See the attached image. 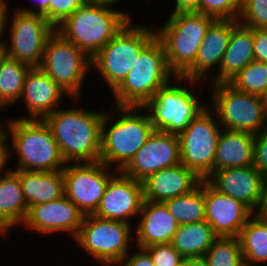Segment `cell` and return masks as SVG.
<instances>
[{
  "label": "cell",
  "mask_w": 267,
  "mask_h": 266,
  "mask_svg": "<svg viewBox=\"0 0 267 266\" xmlns=\"http://www.w3.org/2000/svg\"><path fill=\"white\" fill-rule=\"evenodd\" d=\"M73 107V108H72ZM58 108L43 120L66 163L100 161L104 110Z\"/></svg>",
  "instance_id": "1"
},
{
  "label": "cell",
  "mask_w": 267,
  "mask_h": 266,
  "mask_svg": "<svg viewBox=\"0 0 267 266\" xmlns=\"http://www.w3.org/2000/svg\"><path fill=\"white\" fill-rule=\"evenodd\" d=\"M116 109L113 111L115 114H112L121 115L118 118L115 116V121L111 120V111L104 112L100 161L121 171L155 130L147 110L143 107L116 106Z\"/></svg>",
  "instance_id": "2"
},
{
  "label": "cell",
  "mask_w": 267,
  "mask_h": 266,
  "mask_svg": "<svg viewBox=\"0 0 267 266\" xmlns=\"http://www.w3.org/2000/svg\"><path fill=\"white\" fill-rule=\"evenodd\" d=\"M131 16L110 4L86 2L55 30L92 59L125 27Z\"/></svg>",
  "instance_id": "3"
},
{
  "label": "cell",
  "mask_w": 267,
  "mask_h": 266,
  "mask_svg": "<svg viewBox=\"0 0 267 266\" xmlns=\"http://www.w3.org/2000/svg\"><path fill=\"white\" fill-rule=\"evenodd\" d=\"M7 144L9 157L17 155L19 171L53 172L63 170L66 161L44 120L9 118ZM12 151H11V150ZM12 153V154H11Z\"/></svg>",
  "instance_id": "4"
},
{
  "label": "cell",
  "mask_w": 267,
  "mask_h": 266,
  "mask_svg": "<svg viewBox=\"0 0 267 266\" xmlns=\"http://www.w3.org/2000/svg\"><path fill=\"white\" fill-rule=\"evenodd\" d=\"M175 77L169 69L164 47L155 37L141 51L128 75L112 91L116 102L110 104V108L114 105L143 107Z\"/></svg>",
  "instance_id": "5"
},
{
  "label": "cell",
  "mask_w": 267,
  "mask_h": 266,
  "mask_svg": "<svg viewBox=\"0 0 267 266\" xmlns=\"http://www.w3.org/2000/svg\"><path fill=\"white\" fill-rule=\"evenodd\" d=\"M215 19L197 11L171 14L156 31L164 47L169 69L182 76L195 62L205 33Z\"/></svg>",
  "instance_id": "6"
},
{
  "label": "cell",
  "mask_w": 267,
  "mask_h": 266,
  "mask_svg": "<svg viewBox=\"0 0 267 266\" xmlns=\"http://www.w3.org/2000/svg\"><path fill=\"white\" fill-rule=\"evenodd\" d=\"M173 82L179 84V86L174 85ZM199 82L201 81L176 76L172 81L161 87L143 106L149 112L155 131L179 135L208 106L203 102L200 103L199 96H195L192 88L190 90L186 86L187 84L197 86Z\"/></svg>",
  "instance_id": "7"
},
{
  "label": "cell",
  "mask_w": 267,
  "mask_h": 266,
  "mask_svg": "<svg viewBox=\"0 0 267 266\" xmlns=\"http://www.w3.org/2000/svg\"><path fill=\"white\" fill-rule=\"evenodd\" d=\"M131 19L92 59L111 92L124 80L141 51L156 37V29L135 25Z\"/></svg>",
  "instance_id": "8"
},
{
  "label": "cell",
  "mask_w": 267,
  "mask_h": 266,
  "mask_svg": "<svg viewBox=\"0 0 267 266\" xmlns=\"http://www.w3.org/2000/svg\"><path fill=\"white\" fill-rule=\"evenodd\" d=\"M215 112L222 129L259 134L267 130V111L264 97L238 91L229 83L209 86Z\"/></svg>",
  "instance_id": "9"
},
{
  "label": "cell",
  "mask_w": 267,
  "mask_h": 266,
  "mask_svg": "<svg viewBox=\"0 0 267 266\" xmlns=\"http://www.w3.org/2000/svg\"><path fill=\"white\" fill-rule=\"evenodd\" d=\"M40 68L76 103L83 94V83L92 71V63L86 53L55 30L46 41Z\"/></svg>",
  "instance_id": "10"
},
{
  "label": "cell",
  "mask_w": 267,
  "mask_h": 266,
  "mask_svg": "<svg viewBox=\"0 0 267 266\" xmlns=\"http://www.w3.org/2000/svg\"><path fill=\"white\" fill-rule=\"evenodd\" d=\"M132 228L131 224L122 221L87 215L74 241L96 262L107 261L118 265L132 250Z\"/></svg>",
  "instance_id": "11"
},
{
  "label": "cell",
  "mask_w": 267,
  "mask_h": 266,
  "mask_svg": "<svg viewBox=\"0 0 267 266\" xmlns=\"http://www.w3.org/2000/svg\"><path fill=\"white\" fill-rule=\"evenodd\" d=\"M221 130L215 112L207 106L178 135L181 164L202 180L214 171V157Z\"/></svg>",
  "instance_id": "12"
},
{
  "label": "cell",
  "mask_w": 267,
  "mask_h": 266,
  "mask_svg": "<svg viewBox=\"0 0 267 266\" xmlns=\"http://www.w3.org/2000/svg\"><path fill=\"white\" fill-rule=\"evenodd\" d=\"M9 37L4 42L7 57L31 68H40L48 37L55 27L41 14L10 10Z\"/></svg>",
  "instance_id": "13"
},
{
  "label": "cell",
  "mask_w": 267,
  "mask_h": 266,
  "mask_svg": "<svg viewBox=\"0 0 267 266\" xmlns=\"http://www.w3.org/2000/svg\"><path fill=\"white\" fill-rule=\"evenodd\" d=\"M62 171L65 196L85 216L95 213L109 180L118 172L101 161L67 163Z\"/></svg>",
  "instance_id": "14"
},
{
  "label": "cell",
  "mask_w": 267,
  "mask_h": 266,
  "mask_svg": "<svg viewBox=\"0 0 267 266\" xmlns=\"http://www.w3.org/2000/svg\"><path fill=\"white\" fill-rule=\"evenodd\" d=\"M180 163L178 135L154 131L121 172L142 182L154 172Z\"/></svg>",
  "instance_id": "15"
},
{
  "label": "cell",
  "mask_w": 267,
  "mask_h": 266,
  "mask_svg": "<svg viewBox=\"0 0 267 266\" xmlns=\"http://www.w3.org/2000/svg\"><path fill=\"white\" fill-rule=\"evenodd\" d=\"M143 202L142 182L118 171L109 180L100 204L93 215L102 219L132 224L130 220L139 215Z\"/></svg>",
  "instance_id": "16"
},
{
  "label": "cell",
  "mask_w": 267,
  "mask_h": 266,
  "mask_svg": "<svg viewBox=\"0 0 267 266\" xmlns=\"http://www.w3.org/2000/svg\"><path fill=\"white\" fill-rule=\"evenodd\" d=\"M84 217L80 209L64 195L60 199L31 206L22 226L43 236L68 232L74 239Z\"/></svg>",
  "instance_id": "17"
},
{
  "label": "cell",
  "mask_w": 267,
  "mask_h": 266,
  "mask_svg": "<svg viewBox=\"0 0 267 266\" xmlns=\"http://www.w3.org/2000/svg\"><path fill=\"white\" fill-rule=\"evenodd\" d=\"M205 220L218 237H238L254 214L233 197L221 194L204 180Z\"/></svg>",
  "instance_id": "18"
},
{
  "label": "cell",
  "mask_w": 267,
  "mask_h": 266,
  "mask_svg": "<svg viewBox=\"0 0 267 266\" xmlns=\"http://www.w3.org/2000/svg\"><path fill=\"white\" fill-rule=\"evenodd\" d=\"M262 179V174L250 165L213 171L205 180L221 194L233 197L257 213L262 198Z\"/></svg>",
  "instance_id": "19"
},
{
  "label": "cell",
  "mask_w": 267,
  "mask_h": 266,
  "mask_svg": "<svg viewBox=\"0 0 267 266\" xmlns=\"http://www.w3.org/2000/svg\"><path fill=\"white\" fill-rule=\"evenodd\" d=\"M237 23L238 20L233 19H215L205 33L194 64L182 77L198 81L206 78L210 80L213 70L219 71L231 32Z\"/></svg>",
  "instance_id": "20"
},
{
  "label": "cell",
  "mask_w": 267,
  "mask_h": 266,
  "mask_svg": "<svg viewBox=\"0 0 267 266\" xmlns=\"http://www.w3.org/2000/svg\"><path fill=\"white\" fill-rule=\"evenodd\" d=\"M69 96L41 68H31L25 78L20 101L24 102L28 117L20 119L43 120L59 108L61 100ZM22 98V99H21Z\"/></svg>",
  "instance_id": "21"
},
{
  "label": "cell",
  "mask_w": 267,
  "mask_h": 266,
  "mask_svg": "<svg viewBox=\"0 0 267 266\" xmlns=\"http://www.w3.org/2000/svg\"><path fill=\"white\" fill-rule=\"evenodd\" d=\"M201 181L202 179L194 171L186 168L181 163L164 168L154 172L142 181L144 200L165 202L189 193Z\"/></svg>",
  "instance_id": "22"
},
{
  "label": "cell",
  "mask_w": 267,
  "mask_h": 266,
  "mask_svg": "<svg viewBox=\"0 0 267 266\" xmlns=\"http://www.w3.org/2000/svg\"><path fill=\"white\" fill-rule=\"evenodd\" d=\"M139 217L134 230L137 248L171 243L179 223L163 202L144 200Z\"/></svg>",
  "instance_id": "23"
},
{
  "label": "cell",
  "mask_w": 267,
  "mask_h": 266,
  "mask_svg": "<svg viewBox=\"0 0 267 266\" xmlns=\"http://www.w3.org/2000/svg\"><path fill=\"white\" fill-rule=\"evenodd\" d=\"M253 45V28L238 22L231 32L219 71L210 77L209 85L229 83L242 69L253 62L255 60Z\"/></svg>",
  "instance_id": "24"
},
{
  "label": "cell",
  "mask_w": 267,
  "mask_h": 266,
  "mask_svg": "<svg viewBox=\"0 0 267 266\" xmlns=\"http://www.w3.org/2000/svg\"><path fill=\"white\" fill-rule=\"evenodd\" d=\"M29 208L19 179V170H9L0 178V235H9L10 229L22 226Z\"/></svg>",
  "instance_id": "25"
},
{
  "label": "cell",
  "mask_w": 267,
  "mask_h": 266,
  "mask_svg": "<svg viewBox=\"0 0 267 266\" xmlns=\"http://www.w3.org/2000/svg\"><path fill=\"white\" fill-rule=\"evenodd\" d=\"M255 135L222 129L214 157V171L253 165Z\"/></svg>",
  "instance_id": "26"
},
{
  "label": "cell",
  "mask_w": 267,
  "mask_h": 266,
  "mask_svg": "<svg viewBox=\"0 0 267 266\" xmlns=\"http://www.w3.org/2000/svg\"><path fill=\"white\" fill-rule=\"evenodd\" d=\"M28 208L60 199L65 195L63 171H19Z\"/></svg>",
  "instance_id": "27"
},
{
  "label": "cell",
  "mask_w": 267,
  "mask_h": 266,
  "mask_svg": "<svg viewBox=\"0 0 267 266\" xmlns=\"http://www.w3.org/2000/svg\"><path fill=\"white\" fill-rule=\"evenodd\" d=\"M237 238L245 266L267 263V219L264 215L254 213Z\"/></svg>",
  "instance_id": "28"
},
{
  "label": "cell",
  "mask_w": 267,
  "mask_h": 266,
  "mask_svg": "<svg viewBox=\"0 0 267 266\" xmlns=\"http://www.w3.org/2000/svg\"><path fill=\"white\" fill-rule=\"evenodd\" d=\"M217 238L218 236L205 220L179 225L171 244L186 259L204 256Z\"/></svg>",
  "instance_id": "29"
},
{
  "label": "cell",
  "mask_w": 267,
  "mask_h": 266,
  "mask_svg": "<svg viewBox=\"0 0 267 266\" xmlns=\"http://www.w3.org/2000/svg\"><path fill=\"white\" fill-rule=\"evenodd\" d=\"M30 69L31 67L4 56L0 62V104L7 108L20 100Z\"/></svg>",
  "instance_id": "30"
},
{
  "label": "cell",
  "mask_w": 267,
  "mask_h": 266,
  "mask_svg": "<svg viewBox=\"0 0 267 266\" xmlns=\"http://www.w3.org/2000/svg\"><path fill=\"white\" fill-rule=\"evenodd\" d=\"M163 203L179 225L205 221L204 180L189 193Z\"/></svg>",
  "instance_id": "31"
},
{
  "label": "cell",
  "mask_w": 267,
  "mask_h": 266,
  "mask_svg": "<svg viewBox=\"0 0 267 266\" xmlns=\"http://www.w3.org/2000/svg\"><path fill=\"white\" fill-rule=\"evenodd\" d=\"M229 84L238 91L264 97L267 93V63L250 62Z\"/></svg>",
  "instance_id": "32"
},
{
  "label": "cell",
  "mask_w": 267,
  "mask_h": 266,
  "mask_svg": "<svg viewBox=\"0 0 267 266\" xmlns=\"http://www.w3.org/2000/svg\"><path fill=\"white\" fill-rule=\"evenodd\" d=\"M204 257L210 266H245L237 237H218Z\"/></svg>",
  "instance_id": "33"
},
{
  "label": "cell",
  "mask_w": 267,
  "mask_h": 266,
  "mask_svg": "<svg viewBox=\"0 0 267 266\" xmlns=\"http://www.w3.org/2000/svg\"><path fill=\"white\" fill-rule=\"evenodd\" d=\"M242 0H199L198 12L214 19L238 20Z\"/></svg>",
  "instance_id": "34"
},
{
  "label": "cell",
  "mask_w": 267,
  "mask_h": 266,
  "mask_svg": "<svg viewBox=\"0 0 267 266\" xmlns=\"http://www.w3.org/2000/svg\"><path fill=\"white\" fill-rule=\"evenodd\" d=\"M238 22L250 28H267V0H242Z\"/></svg>",
  "instance_id": "35"
},
{
  "label": "cell",
  "mask_w": 267,
  "mask_h": 266,
  "mask_svg": "<svg viewBox=\"0 0 267 266\" xmlns=\"http://www.w3.org/2000/svg\"><path fill=\"white\" fill-rule=\"evenodd\" d=\"M143 249L150 255L154 266H179L185 260L171 243L150 245Z\"/></svg>",
  "instance_id": "36"
},
{
  "label": "cell",
  "mask_w": 267,
  "mask_h": 266,
  "mask_svg": "<svg viewBox=\"0 0 267 266\" xmlns=\"http://www.w3.org/2000/svg\"><path fill=\"white\" fill-rule=\"evenodd\" d=\"M86 2V0H49V22L56 28Z\"/></svg>",
  "instance_id": "37"
},
{
  "label": "cell",
  "mask_w": 267,
  "mask_h": 266,
  "mask_svg": "<svg viewBox=\"0 0 267 266\" xmlns=\"http://www.w3.org/2000/svg\"><path fill=\"white\" fill-rule=\"evenodd\" d=\"M253 165L263 177L267 176V130L255 135Z\"/></svg>",
  "instance_id": "38"
},
{
  "label": "cell",
  "mask_w": 267,
  "mask_h": 266,
  "mask_svg": "<svg viewBox=\"0 0 267 266\" xmlns=\"http://www.w3.org/2000/svg\"><path fill=\"white\" fill-rule=\"evenodd\" d=\"M253 35L254 59L267 63V28H253Z\"/></svg>",
  "instance_id": "39"
},
{
  "label": "cell",
  "mask_w": 267,
  "mask_h": 266,
  "mask_svg": "<svg viewBox=\"0 0 267 266\" xmlns=\"http://www.w3.org/2000/svg\"><path fill=\"white\" fill-rule=\"evenodd\" d=\"M133 253L129 252L117 266H154L150 255L141 248Z\"/></svg>",
  "instance_id": "40"
},
{
  "label": "cell",
  "mask_w": 267,
  "mask_h": 266,
  "mask_svg": "<svg viewBox=\"0 0 267 266\" xmlns=\"http://www.w3.org/2000/svg\"><path fill=\"white\" fill-rule=\"evenodd\" d=\"M8 6L12 7L8 5L6 0H0V34L4 37L7 31L6 27H8V23H10L8 22V20H10L9 16L12 15V13L9 14L11 9Z\"/></svg>",
  "instance_id": "41"
},
{
  "label": "cell",
  "mask_w": 267,
  "mask_h": 266,
  "mask_svg": "<svg viewBox=\"0 0 267 266\" xmlns=\"http://www.w3.org/2000/svg\"><path fill=\"white\" fill-rule=\"evenodd\" d=\"M175 9L172 14L178 12L197 11L199 8V0H175Z\"/></svg>",
  "instance_id": "42"
},
{
  "label": "cell",
  "mask_w": 267,
  "mask_h": 266,
  "mask_svg": "<svg viewBox=\"0 0 267 266\" xmlns=\"http://www.w3.org/2000/svg\"><path fill=\"white\" fill-rule=\"evenodd\" d=\"M37 1H36V3H38V5H39L37 9H34L32 7L31 8H29V7L21 8L20 7L19 9H16V10L21 11V12H27V13L41 14L49 21V0H37Z\"/></svg>",
  "instance_id": "43"
},
{
  "label": "cell",
  "mask_w": 267,
  "mask_h": 266,
  "mask_svg": "<svg viewBox=\"0 0 267 266\" xmlns=\"http://www.w3.org/2000/svg\"><path fill=\"white\" fill-rule=\"evenodd\" d=\"M9 153H8V148L7 144H4L0 148V178L10 169L8 167L6 168V165L9 163Z\"/></svg>",
  "instance_id": "44"
},
{
  "label": "cell",
  "mask_w": 267,
  "mask_h": 266,
  "mask_svg": "<svg viewBox=\"0 0 267 266\" xmlns=\"http://www.w3.org/2000/svg\"><path fill=\"white\" fill-rule=\"evenodd\" d=\"M267 211V176L262 179V198L257 214L263 215Z\"/></svg>",
  "instance_id": "45"
},
{
  "label": "cell",
  "mask_w": 267,
  "mask_h": 266,
  "mask_svg": "<svg viewBox=\"0 0 267 266\" xmlns=\"http://www.w3.org/2000/svg\"><path fill=\"white\" fill-rule=\"evenodd\" d=\"M188 266H210L204 256L188 258Z\"/></svg>",
  "instance_id": "46"
},
{
  "label": "cell",
  "mask_w": 267,
  "mask_h": 266,
  "mask_svg": "<svg viewBox=\"0 0 267 266\" xmlns=\"http://www.w3.org/2000/svg\"><path fill=\"white\" fill-rule=\"evenodd\" d=\"M5 109H6L5 106L0 104V110L4 111ZM0 121H2V120H0ZM5 122H6V124H4V125H3V121L0 122V132H7L9 120L8 121L6 120Z\"/></svg>",
  "instance_id": "47"
},
{
  "label": "cell",
  "mask_w": 267,
  "mask_h": 266,
  "mask_svg": "<svg viewBox=\"0 0 267 266\" xmlns=\"http://www.w3.org/2000/svg\"><path fill=\"white\" fill-rule=\"evenodd\" d=\"M87 2H91V3H104V4H116L117 2H119L120 0H86Z\"/></svg>",
  "instance_id": "48"
},
{
  "label": "cell",
  "mask_w": 267,
  "mask_h": 266,
  "mask_svg": "<svg viewBox=\"0 0 267 266\" xmlns=\"http://www.w3.org/2000/svg\"><path fill=\"white\" fill-rule=\"evenodd\" d=\"M5 38H3L2 34H0V62L1 60L4 58L5 54V47H4V40Z\"/></svg>",
  "instance_id": "49"
},
{
  "label": "cell",
  "mask_w": 267,
  "mask_h": 266,
  "mask_svg": "<svg viewBox=\"0 0 267 266\" xmlns=\"http://www.w3.org/2000/svg\"><path fill=\"white\" fill-rule=\"evenodd\" d=\"M8 142L9 141L7 140V132H0V148Z\"/></svg>",
  "instance_id": "50"
},
{
  "label": "cell",
  "mask_w": 267,
  "mask_h": 266,
  "mask_svg": "<svg viewBox=\"0 0 267 266\" xmlns=\"http://www.w3.org/2000/svg\"><path fill=\"white\" fill-rule=\"evenodd\" d=\"M98 263L101 264V266H116L115 264H112V263L107 262V261H99L98 260Z\"/></svg>",
  "instance_id": "51"
},
{
  "label": "cell",
  "mask_w": 267,
  "mask_h": 266,
  "mask_svg": "<svg viewBox=\"0 0 267 266\" xmlns=\"http://www.w3.org/2000/svg\"><path fill=\"white\" fill-rule=\"evenodd\" d=\"M179 266H188V258H186Z\"/></svg>",
  "instance_id": "52"
},
{
  "label": "cell",
  "mask_w": 267,
  "mask_h": 266,
  "mask_svg": "<svg viewBox=\"0 0 267 266\" xmlns=\"http://www.w3.org/2000/svg\"><path fill=\"white\" fill-rule=\"evenodd\" d=\"M264 101H265L266 111H267V93H266V95L264 96Z\"/></svg>",
  "instance_id": "53"
},
{
  "label": "cell",
  "mask_w": 267,
  "mask_h": 266,
  "mask_svg": "<svg viewBox=\"0 0 267 266\" xmlns=\"http://www.w3.org/2000/svg\"><path fill=\"white\" fill-rule=\"evenodd\" d=\"M265 217H266V219H267V211L263 214Z\"/></svg>",
  "instance_id": "54"
}]
</instances>
